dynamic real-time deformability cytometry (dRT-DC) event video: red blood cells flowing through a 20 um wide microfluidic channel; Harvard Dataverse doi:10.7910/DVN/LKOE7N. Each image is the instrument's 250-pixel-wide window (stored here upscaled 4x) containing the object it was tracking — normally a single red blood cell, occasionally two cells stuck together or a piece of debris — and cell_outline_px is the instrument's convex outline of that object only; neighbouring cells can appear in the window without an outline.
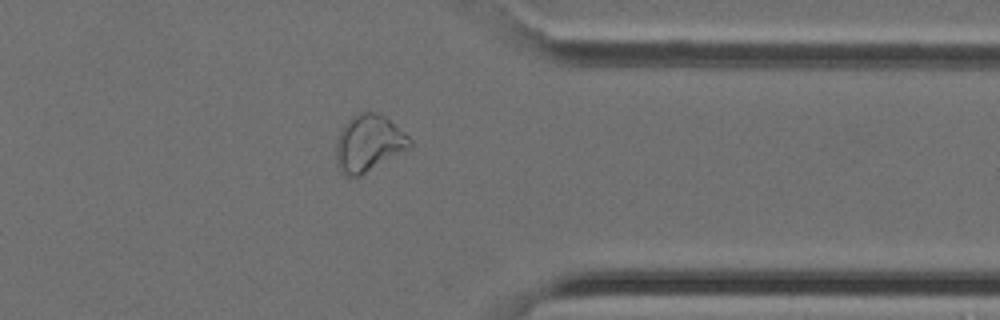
{"species": "Egyptian fruit bat (a non-hibernating species)", "species_latin": "Rousettus aegyptiacus", "temperature_condition": "cold", "stored_images_in_passage": 23, "camera_frame_rate_fps": 3000, "um_per_image_px": 0.085, "animal": {"sex": "female"}, "frame": {"image": 1, "passage_image": 20, "time_ms": 6.333, "image_size_px": [1000, 320], "cell_outline_px": [[412, 148], [360, 176], [344, 176], [340, 172], [336, 164], [336, 140], [344, 124], [356, 112], [380, 112], [408, 136], [412, 140]], "centroid_in_image_um": [31.34, 12.19], "position_along_channel_um": 380.1, "area_um2": 24.74}}